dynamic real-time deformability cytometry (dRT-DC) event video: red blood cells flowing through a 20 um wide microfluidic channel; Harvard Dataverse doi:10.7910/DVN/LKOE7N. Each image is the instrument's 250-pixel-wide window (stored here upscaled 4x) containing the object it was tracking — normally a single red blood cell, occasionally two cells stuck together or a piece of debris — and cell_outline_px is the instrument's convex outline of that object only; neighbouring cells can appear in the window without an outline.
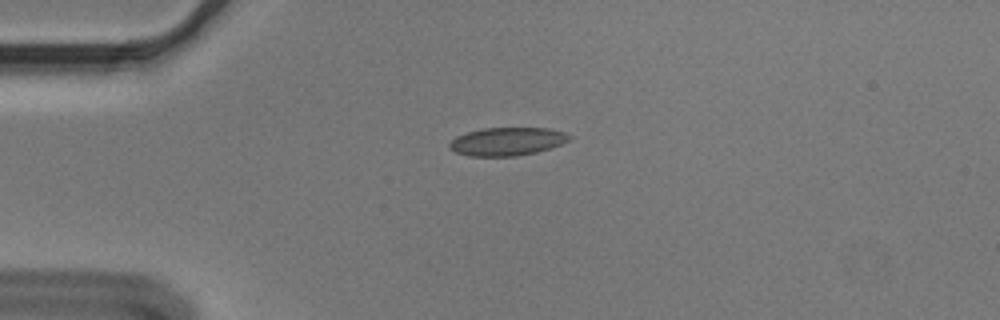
{"species": "Egyptian fruit bat (a non-hibernating species)", "species_latin": "Rousettus aegyptiacus", "temperature_condition": "cold", "stored_images_in_passage": 43, "camera_frame_rate_fps": 3000, "um_per_image_px": 0.085, "animal": {"sex": "male"}, "frame": {"image": 1, "passage_image": 1, "time_ms": 0.0, "image_size_px": [1000, 320], "cell_outline_px": [[572, 136], [568, 140], [552, 148], [536, 152], [516, 156], [468, 156], [456, 152], [448, 148], [448, 144], [456, 136], [468, 132], [484, 128], [548, 128], [564, 132]], "centroid_in_image_um": [43.09, 12.03], "position_along_channel_um": 41.9, "area_um2": 19.65}}
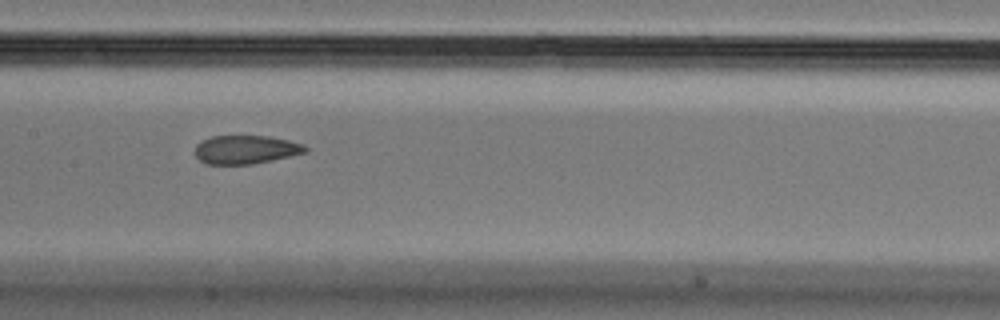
{"frame": {"image": 2, "passage_image": 15, "time_ms": 4.667, "image_size_px": [1000, 320], "cell_outline_px": [[308, 152], [272, 160], [252, 164], [204, 164], [196, 156], [196, 144], [212, 136], [268, 136], [288, 140], [304, 144], [308, 148]], "centroid_in_image_um": [20.92, 12.72], "position_along_channel_um": 186.5, "area_um2": 18.32}}
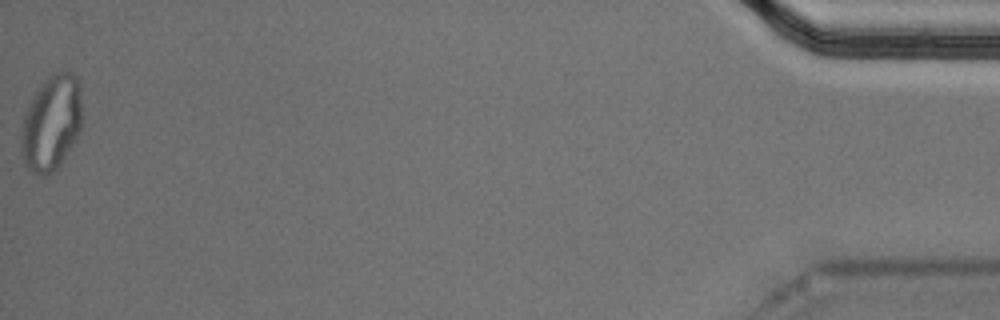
{"frame": {"image": 3, "passage_image": 43, "time_ms": 14.0, "image_size_px": [1000, 320], "cell_outline_px": [[84, 124], [76, 140], [60, 164], [52, 172], [44, 176], [32, 172], [24, 164], [20, 152], [20, 140], [24, 112], [36, 92], [44, 80], [52, 72], [60, 68], [68, 68], [76, 76], [80, 84], [84, 120]], "centroid_in_image_um": [4.41, 10.39], "position_along_channel_um": 430.8, "area_um2": 35.08}, "authors_computed_cell_mechanics": {"area_um2": 19.7676, "velocity_mm_per_s": 3.6203, "shape_relaxation_time_tau1_ms": null, "shape_relaxation_time_tau2_ms": 2.0861, "deformation_change_tau1": null, "deformation_change_tau2": 0.0681}}